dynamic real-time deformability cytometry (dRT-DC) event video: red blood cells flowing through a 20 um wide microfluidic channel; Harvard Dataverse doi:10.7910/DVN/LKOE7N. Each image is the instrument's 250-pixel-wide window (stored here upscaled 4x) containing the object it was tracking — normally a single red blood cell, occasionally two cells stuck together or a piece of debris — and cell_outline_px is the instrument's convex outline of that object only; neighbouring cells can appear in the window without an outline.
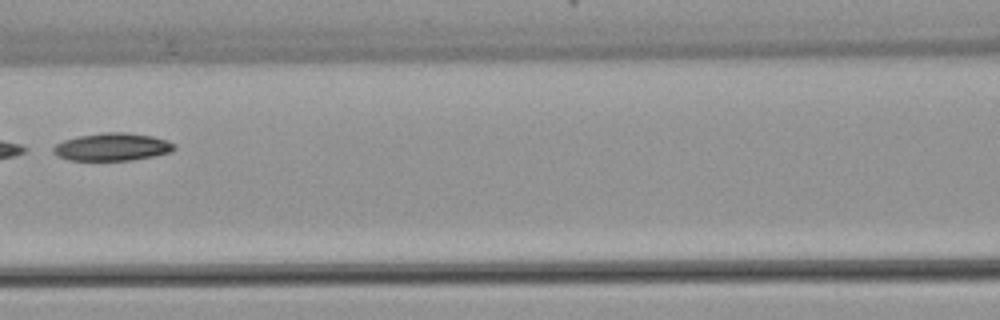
{"species": "common noctule bat (a hibernating species)", "species_latin": "Nyctalus noctula", "temperature_condition": "warm", "stored_images_in_passage": 7, "camera_frame_rate_fps": 3000, "um_per_image_px": 0.085, "animal": {"sex": "female", "body_mass_g": 22.7, "forearm_length_mm": 54.2}, "frame": {"image": 1, "passage_image": 7, "time_ms": 7.333, "image_size_px": [1000, 320], "cell_outline_px": [[176, 148], [172, 152], [132, 160], [68, 160], [56, 156], [52, 152], [52, 148], [56, 144], [64, 140], [80, 136], [104, 132], [124, 132], [152, 136], [168, 140], [176, 144]], "centroid_in_image_um": [9.55, 12.49], "position_along_channel_um": 157.1, "area_um2": 19.59}}